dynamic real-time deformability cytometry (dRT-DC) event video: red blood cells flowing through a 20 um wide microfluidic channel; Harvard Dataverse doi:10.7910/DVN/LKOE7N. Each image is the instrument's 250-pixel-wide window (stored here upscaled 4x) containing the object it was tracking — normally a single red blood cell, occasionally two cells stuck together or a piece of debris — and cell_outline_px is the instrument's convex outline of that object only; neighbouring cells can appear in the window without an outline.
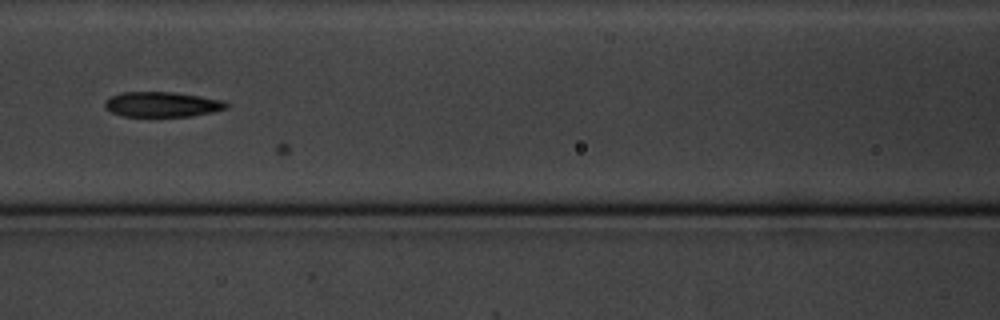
{"species": "common noctule bat (a hibernating species)", "species_latin": "Nyctalus noctula", "temperature_condition": "cold", "stored_images_in_passage": 7, "camera_frame_rate_fps": 3000, "um_per_image_px": 0.085, "animal": {"sex": "male", "body_mass_g": 20.1, "forearm_length_mm": 53.5}, "frame": {"image": 1, "passage_image": 6, "time_ms": 6.333, "image_size_px": [1000, 320], "cell_outline_px": [[228, 108], [212, 112], [192, 116], [124, 116], [112, 112], [104, 104], [104, 100], [108, 96], [124, 92], [176, 92], [224, 100], [228, 104]], "centroid_in_image_um": [13.79, 8.86], "position_along_channel_um": 152.8, "area_um2": 17.8}}